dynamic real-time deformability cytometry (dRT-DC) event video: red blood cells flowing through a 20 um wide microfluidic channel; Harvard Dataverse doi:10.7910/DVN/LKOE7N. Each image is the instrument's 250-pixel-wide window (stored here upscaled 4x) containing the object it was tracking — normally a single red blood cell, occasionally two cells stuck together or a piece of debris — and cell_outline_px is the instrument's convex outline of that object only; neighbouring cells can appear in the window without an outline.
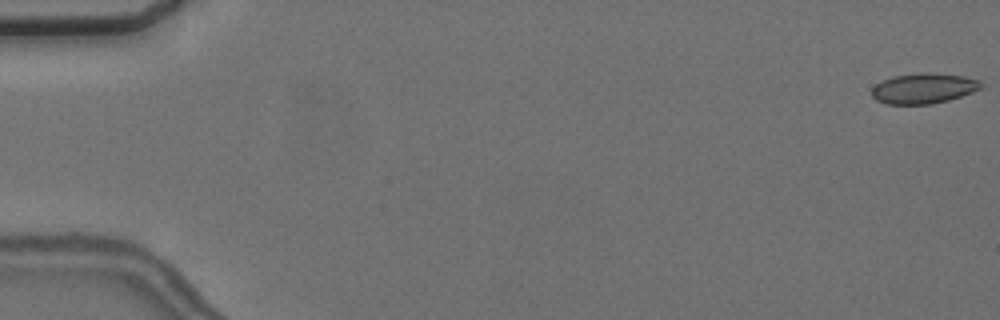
{"species": "common noctule bat (a hibernating species)", "species_latin": "Nyctalus noctula", "temperature_condition": "cold", "stored_images_in_passage": 5, "camera_frame_rate_fps": 3000, "um_per_image_px": 0.085, "animal": {"sex": "female", "body_mass_g": 24.6, "forearm_length_mm": 56.2}, "frame": {"image": 1, "passage_image": 1, "time_ms": 0.0, "image_size_px": [1000, 320], "cell_outline_px": [[984, 84], [980, 88], [972, 92], [948, 100], [928, 104], [888, 104], [876, 100], [872, 96], [872, 88], [876, 84], [892, 76], [928, 72], [964, 76], [980, 80]], "centroid_in_image_um": [78.51, 7.51], "position_along_channel_um": 6.5, "area_um2": 19.19}}